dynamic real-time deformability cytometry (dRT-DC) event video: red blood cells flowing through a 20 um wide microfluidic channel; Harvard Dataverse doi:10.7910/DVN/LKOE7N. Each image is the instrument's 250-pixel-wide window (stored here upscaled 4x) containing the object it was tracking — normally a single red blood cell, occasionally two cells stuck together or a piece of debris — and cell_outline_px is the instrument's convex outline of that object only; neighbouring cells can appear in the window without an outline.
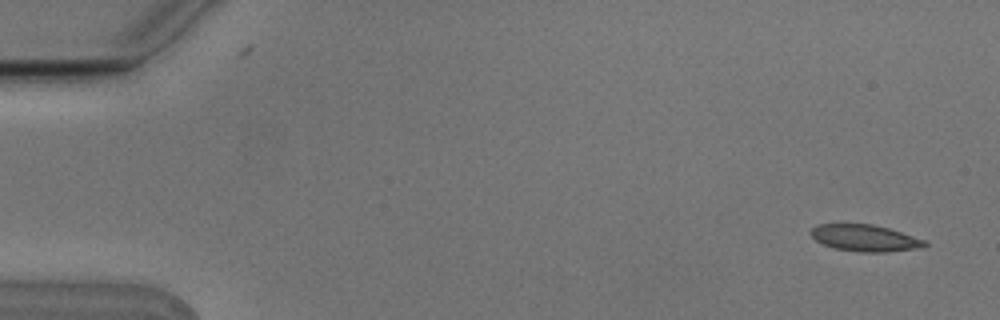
{"species": "Egyptian fruit bat (a non-hibernating species)", "species_latin": "Rousettus aegyptiacus", "temperature_condition": "cold", "stored_images_in_passage": 5, "camera_frame_rate_fps": 3000, "um_per_image_px": 0.085, "animal": {"sex": "male"}, "frame": {"image": 1, "passage_image": 1, "time_ms": 0.0, "image_size_px": [1000, 320], "cell_outline_px": [[928, 244], [924, 248], [888, 252], [860, 252], [836, 248], [824, 244], [816, 240], [808, 232], [816, 224], [872, 224], [888, 228], [924, 240]], "centroid_in_image_um": [73.52, 20.23], "position_along_channel_um": 11.5, "area_um2": 17.63}}
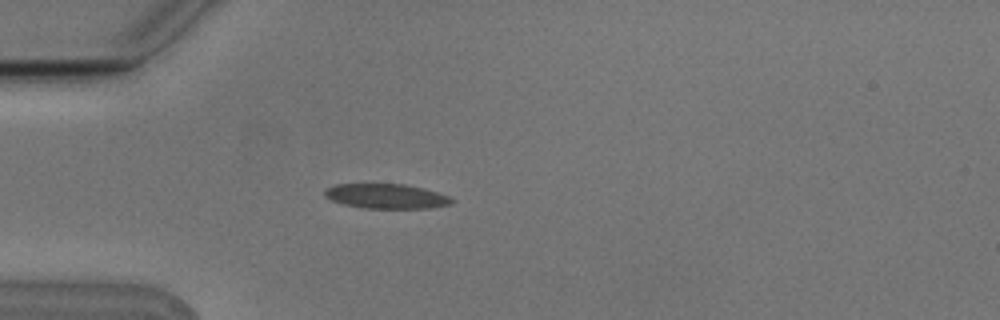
{"frame": {"image": 2, "passage_image": 4, "time_ms": 1.0, "image_size_px": [1000, 320], "cell_outline_px": [[452, 204], [432, 208], [364, 208], [344, 204], [332, 200], [324, 196], [324, 188], [336, 184], [404, 184], [424, 188], [448, 196], [452, 200]], "centroid_in_image_um": [32.81, 16.67], "position_along_channel_um": 52.2, "area_um2": 18.26}}